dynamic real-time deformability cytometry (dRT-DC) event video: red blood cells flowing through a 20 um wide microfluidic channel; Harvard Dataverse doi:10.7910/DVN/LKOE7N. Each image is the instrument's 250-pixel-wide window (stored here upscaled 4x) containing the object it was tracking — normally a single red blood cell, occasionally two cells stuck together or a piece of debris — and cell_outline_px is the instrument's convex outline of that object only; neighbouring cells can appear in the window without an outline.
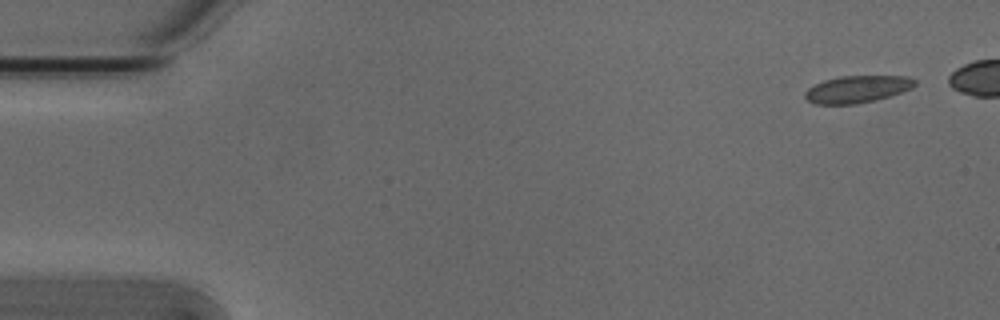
{"species": "Egyptian fruit bat (a non-hibernating species)", "species_latin": "Rousettus aegyptiacus", "temperature_condition": "cold", "stored_images_in_passage": 6, "camera_frame_rate_fps": 3000, "um_per_image_px": 0.085, "animal": {"sex": "male"}, "frame": {"image": 1, "passage_image": 1, "time_ms": 0.0, "image_size_px": [1000, 320], "cell_outline_px": [[916, 84], [912, 88], [876, 100], [856, 104], [812, 104], [804, 96], [804, 92], [808, 88], [824, 80], [840, 76], [908, 76], [916, 80]], "centroid_in_image_um": [72.85, 7.58], "position_along_channel_um": 12.2, "area_um2": 17.34}}